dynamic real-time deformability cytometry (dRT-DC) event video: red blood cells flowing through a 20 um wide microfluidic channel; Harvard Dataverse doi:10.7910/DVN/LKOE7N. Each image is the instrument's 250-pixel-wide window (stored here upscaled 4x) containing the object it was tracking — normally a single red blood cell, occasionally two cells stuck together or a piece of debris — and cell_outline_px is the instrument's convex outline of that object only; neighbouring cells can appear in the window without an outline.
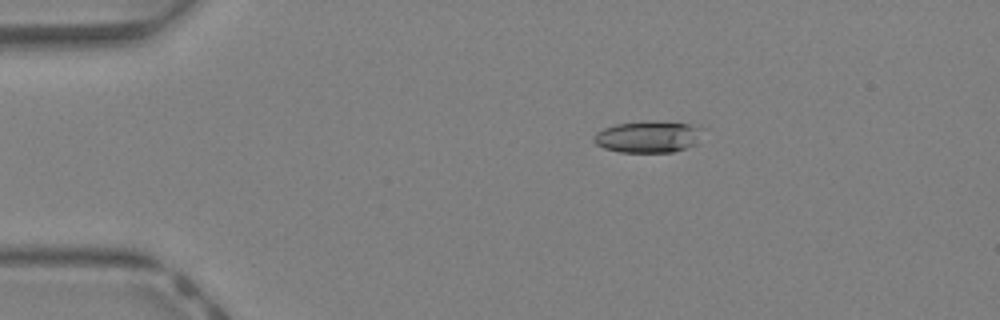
{"species": "Egyptian fruit bat (a non-hibernating species)", "species_latin": "Rousettus aegyptiacus", "temperature_condition": "warm", "stored_images_in_passage": 42, "camera_frame_rate_fps": 3000, "um_per_image_px": 0.085, "animal": {"sex": "female"}, "frame": {"image": 1, "passage_image": 8, "time_ms": 2.333, "image_size_px": [1000, 320], "cell_outline_px": [[704, 128], [696, 144], [672, 152], [620, 152], [604, 148], [596, 144], [592, 140], [592, 136], [596, 132], [604, 128], [616, 124], [652, 120], [656, 120], [688, 124]], "centroid_in_image_um": [55.07, 11.61], "position_along_channel_um": 29.9, "area_um2": 20.23}}
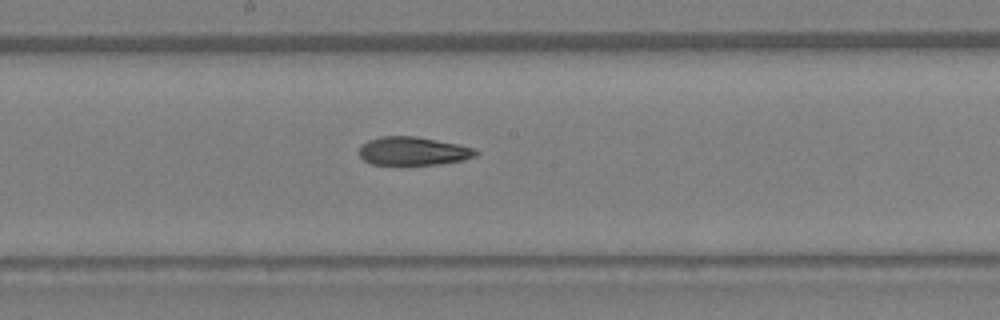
{"frame": {"image": 2, "passage_image": 23, "time_ms": 7.333, "image_size_px": [1000, 320], "cell_outline_px": [[480, 152], [476, 156], [464, 160], [436, 164], [372, 164], [364, 160], [360, 156], [360, 148], [368, 140], [380, 136], [416, 136], [460, 144], [472, 148]], "centroid_in_image_um": [35.15, 12.83], "position_along_channel_um": 213.1, "area_um2": 19.19}}
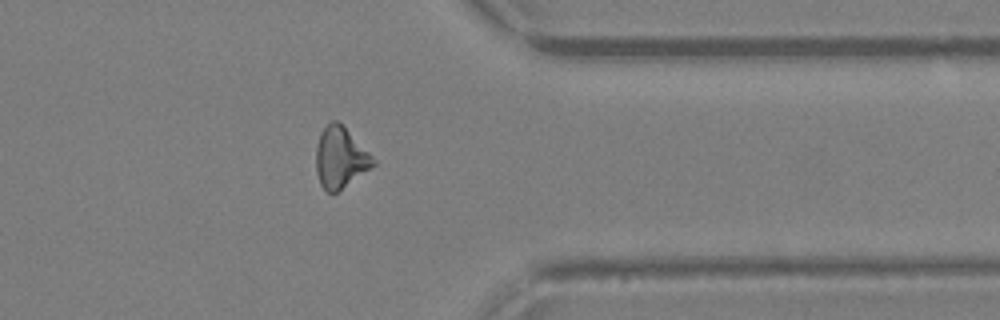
{"frame": {"image": 3, "passage_image": 34, "time_ms": 11.0, "image_size_px": [1000, 320], "cell_outline_px": [[376, 164], [336, 192], [328, 192], [320, 184], [316, 172], [316, 144], [320, 132], [332, 120], [336, 120], [376, 160]], "centroid_in_image_um": [28.89, 13.41], "position_along_channel_um": 382.5, "area_um2": 19.71}, "authors_computed_cell_mechanics": {"area_um2": 20.519, "velocity_mm_per_s": 4.8604, "shape_relaxation_time_tau1_ms": null, "shape_relaxation_time_tau2_ms": 4.7584, "deformation_change_tau1": null, "deformation_change_tau2": 0.1681}}